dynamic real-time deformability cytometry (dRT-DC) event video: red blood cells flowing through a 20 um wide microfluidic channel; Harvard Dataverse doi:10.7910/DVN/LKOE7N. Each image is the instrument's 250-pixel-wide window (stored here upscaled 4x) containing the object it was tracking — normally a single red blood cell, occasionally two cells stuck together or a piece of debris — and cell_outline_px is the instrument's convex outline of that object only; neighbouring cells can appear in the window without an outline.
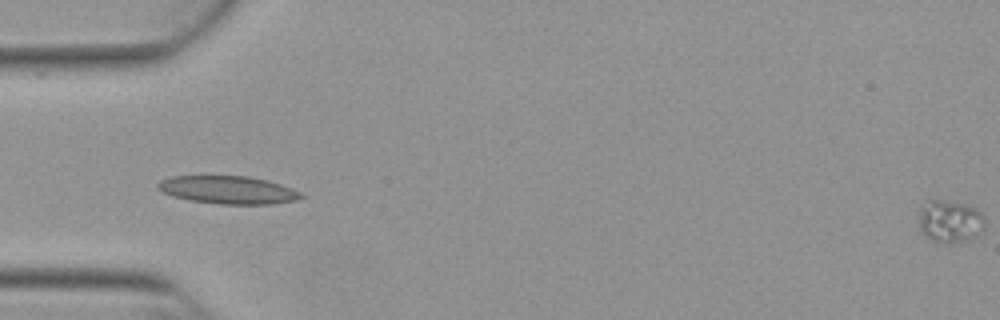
{"species": "Egyptian fruit bat (a non-hibernating species)", "species_latin": "Rousettus aegyptiacus", "temperature_condition": "warm", "stored_images_in_passage": 17, "segment_of_instrument_passage": [2, 2], "camera_frame_rate_fps": 3000, "um_per_image_px": 0.085, "animal": {"sex": "female"}, "frame": {"image": 1, "passage_image": 17, "time_ms": 5.333, "image_size_px": [1000, 320], "cell_outline_px": [[984, 232], [968, 240], [936, 244], [924, 236], [920, 228], [920, 204], [928, 200], [944, 200], [964, 204], [976, 208], [984, 216]], "centroid_in_image_um": [80.74, 18.82], "position_along_channel_um": 4.3, "area_um2": 16.65}}